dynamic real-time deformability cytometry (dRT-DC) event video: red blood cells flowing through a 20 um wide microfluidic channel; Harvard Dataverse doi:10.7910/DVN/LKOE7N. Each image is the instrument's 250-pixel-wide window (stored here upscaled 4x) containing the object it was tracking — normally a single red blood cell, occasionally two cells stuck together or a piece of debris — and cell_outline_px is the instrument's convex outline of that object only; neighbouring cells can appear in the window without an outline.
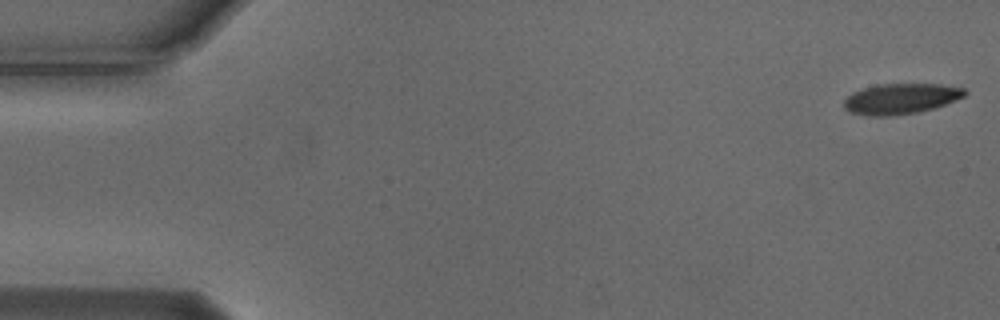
{"species": "Egyptian fruit bat (a non-hibernating species)", "species_latin": "Rousettus aegyptiacus", "temperature_condition": "cold", "stored_images_in_passage": 54, "camera_frame_rate_fps": 3000, "um_per_image_px": 0.085, "animal": {"sex": "male"}, "frame": {"image": 1, "passage_image": 1, "time_ms": 0.0, "image_size_px": [1000, 320], "cell_outline_px": [[968, 92], [964, 96], [956, 100], [920, 112], [888, 116], [872, 116], [852, 112], [844, 108], [844, 100], [852, 92], [864, 88], [880, 84], [940, 84], [964, 88]], "centroid_in_image_um": [76.58, 8.39], "position_along_channel_um": 8.4, "area_um2": 21.33}}
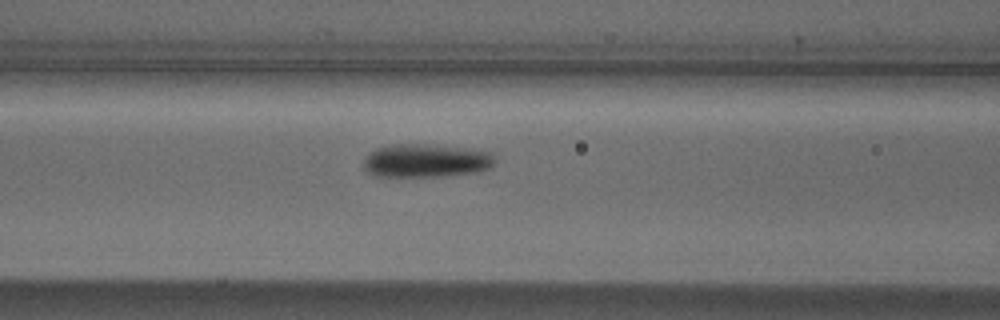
{"frame": {"image": 2, "passage_image": 22, "time_ms": 7.0, "image_size_px": [1000, 320], "cell_outline_px": [[496, 160], [488, 168], [476, 172], [444, 176], [376, 176], [368, 172], [364, 168], [364, 160], [368, 152], [376, 148], [392, 144], [436, 144], [492, 152]], "centroid_in_image_um": [36.19, 13.64], "position_along_channel_um": 130.4, "area_um2": 25.66}}
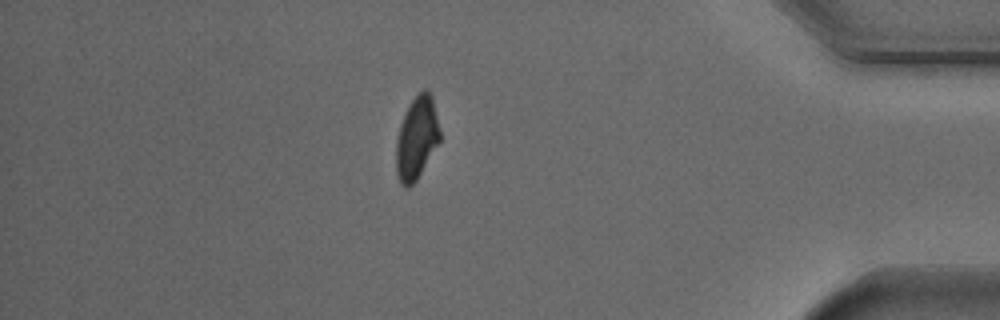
{"frame": {"image": 3, "passage_image": 47, "time_ms": 15.333, "image_size_px": [1000, 320], "cell_outline_px": [[440, 140], [416, 180], [408, 188], [404, 188], [400, 184], [396, 172], [396, 140], [400, 124], [404, 112], [408, 104], [424, 88], [428, 88], [432, 96], [440, 132]], "centroid_in_image_um": [35.4, 11.72], "position_along_channel_um": 399.8, "area_um2": 21.1}, "authors_computed_cell_mechanics": {"area_um2": 23.2356, "velocity_mm_per_s": 3.7272, "shape_relaxation_time_tau1_ms": 3.2163, "shape_relaxation_time_tau2_ms": null, "deformation_change_tau1": 0.1014, "deformation_change_tau2": null}}